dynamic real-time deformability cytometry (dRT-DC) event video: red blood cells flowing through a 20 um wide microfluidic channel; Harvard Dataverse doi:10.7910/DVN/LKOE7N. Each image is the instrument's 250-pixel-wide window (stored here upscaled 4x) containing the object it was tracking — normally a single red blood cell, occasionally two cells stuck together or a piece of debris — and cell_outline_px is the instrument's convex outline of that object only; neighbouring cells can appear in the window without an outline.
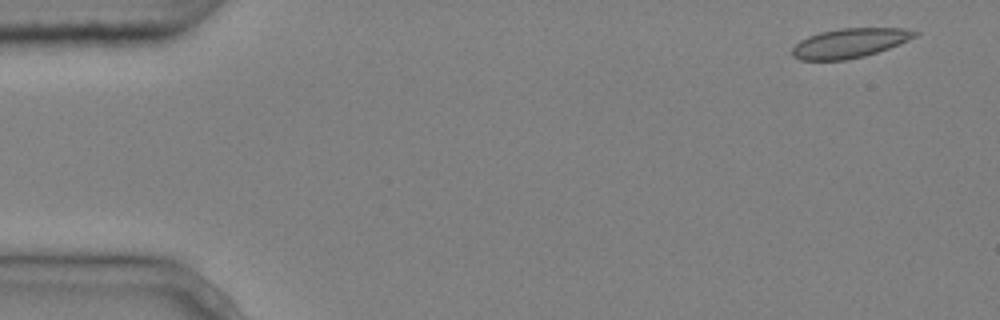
{"species": "common noctule bat (a hibernating species)", "species_latin": "Nyctalus noctula", "temperature_condition": "cold", "stored_images_in_passage": 5, "camera_frame_rate_fps": 3000, "um_per_image_px": 0.085, "animal": {"sex": "male", "body_mass_g": 20.4}, "frame": {"image": 1, "passage_image": 1, "time_ms": 0.0, "image_size_px": [1000, 320], "cell_outline_px": [[920, 32], [916, 36], [908, 40], [888, 48], [864, 56], [844, 60], [800, 60], [792, 56], [792, 48], [800, 40], [808, 36], [820, 32], [840, 28], [904, 28]], "centroid_in_image_um": [72.2, 3.66], "position_along_channel_um": 12.8, "area_um2": 20.92}}
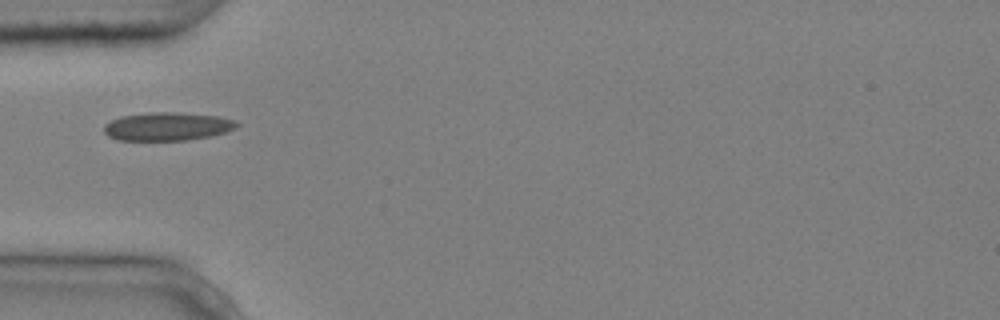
{"frame": {"image": 2, "passage_image": 5, "time_ms": 1.333, "image_size_px": [1000, 320], "cell_outline_px": [[240, 124], [236, 128], [212, 136], [188, 140], [116, 140], [108, 136], [104, 132], [104, 124], [120, 116], [152, 112], [176, 112], [216, 116], [236, 120]], "centroid_in_image_um": [14.22, 10.75], "position_along_channel_um": 70.8, "area_um2": 21.96}}